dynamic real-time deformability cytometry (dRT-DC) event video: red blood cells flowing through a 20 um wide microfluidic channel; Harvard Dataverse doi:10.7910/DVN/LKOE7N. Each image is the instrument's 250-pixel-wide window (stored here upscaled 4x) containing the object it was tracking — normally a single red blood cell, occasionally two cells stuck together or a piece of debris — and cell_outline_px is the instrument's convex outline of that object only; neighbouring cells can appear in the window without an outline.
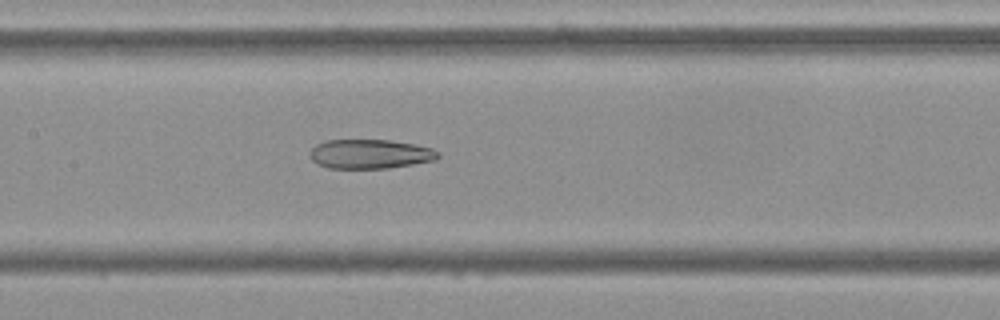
{"species": "Egyptian fruit bat (a non-hibernating species)", "species_latin": "Rousettus aegyptiacus", "temperature_condition": "cold", "stored_images_in_passage": 46, "camera_frame_rate_fps": 3000, "um_per_image_px": 0.085, "frame": {"image": 1, "passage_image": 17, "time_ms": 5.333, "image_size_px": [1000, 320], "cell_outline_px": [[440, 156], [436, 160], [388, 168], [328, 168], [316, 164], [308, 156], [308, 152], [316, 144], [328, 140], [388, 140], [416, 144], [432, 148], [440, 152]], "centroid_in_image_um": [31.44, 13.09], "position_along_channel_um": 176.0, "area_um2": 22.08}}
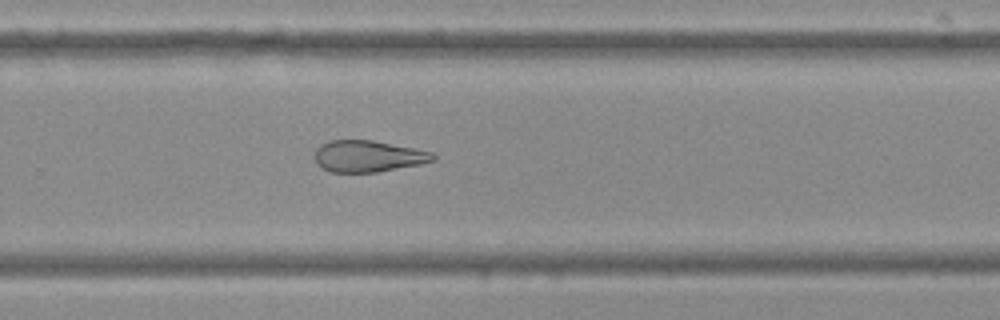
{"frame": {"image": 2, "passage_image": 27, "time_ms": 8.667, "image_size_px": [1000, 320], "cell_outline_px": [[436, 160], [420, 164], [376, 172], [332, 172], [320, 168], [316, 164], [316, 148], [320, 144], [328, 140], [372, 140], [432, 152], [436, 156]], "centroid_in_image_um": [31.25, 13.28], "position_along_channel_um": 298.5, "area_um2": 21.68}}
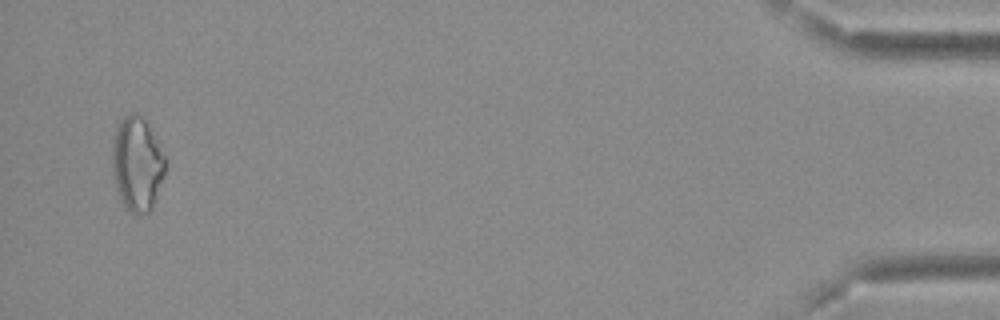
{"frame": {"image": 3, "passage_image": 44, "time_ms": 14.333, "image_size_px": [1000, 320], "cell_outline_px": [[168, 164], [164, 176], [152, 208], [148, 212], [132, 212], [124, 208], [120, 200], [112, 176], [112, 144], [116, 124], [128, 112], [136, 112], [144, 116], [168, 160]], "centroid_in_image_um": [11.65, 13.87], "position_along_channel_um": 423.5, "area_um2": 29.94}, "authors_computed_cell_mechanics": {"area_um2": 24.7673, "velocity_mm_per_s": 3.6851, "shape_relaxation_time_tau1_ms": null, "shape_relaxation_time_tau2_ms": 6.1189, "deformation_change_tau1": null, "deformation_change_tau2": 0.1711}}